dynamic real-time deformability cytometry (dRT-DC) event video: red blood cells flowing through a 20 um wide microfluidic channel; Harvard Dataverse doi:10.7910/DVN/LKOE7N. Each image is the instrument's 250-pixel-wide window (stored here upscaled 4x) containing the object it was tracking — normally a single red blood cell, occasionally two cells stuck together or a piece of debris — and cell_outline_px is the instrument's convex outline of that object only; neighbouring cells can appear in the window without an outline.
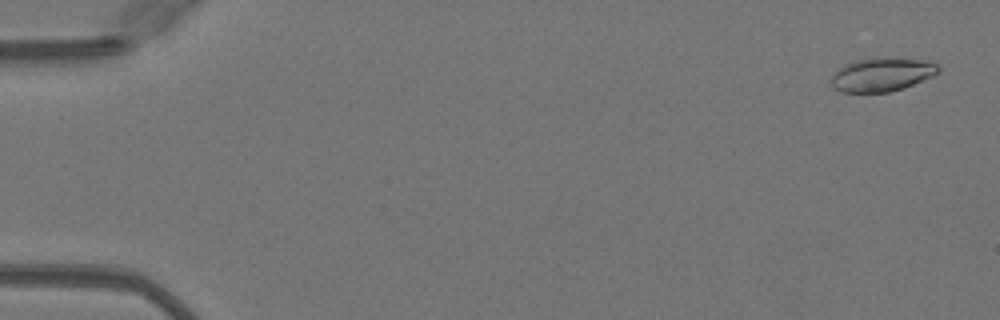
{"species": "Egyptian fruit bat (a non-hibernating species)", "species_latin": "Rousettus aegyptiacus", "temperature_condition": "warm", "stored_images_in_passage": 50, "camera_frame_rate_fps": 3000, "um_per_image_px": 0.085, "animal": {"sex": "female"}, "frame": {"image": 1, "passage_image": 2, "time_ms": 0.333, "image_size_px": [1000, 320], "cell_outline_px": [[940, 72], [932, 76], [904, 88], [888, 92], [840, 92], [832, 88], [832, 76], [844, 64], [856, 60], [920, 60], [940, 64]], "centroid_in_image_um": [74.96, 6.39], "position_along_channel_um": 10.0, "area_um2": 20.23}}
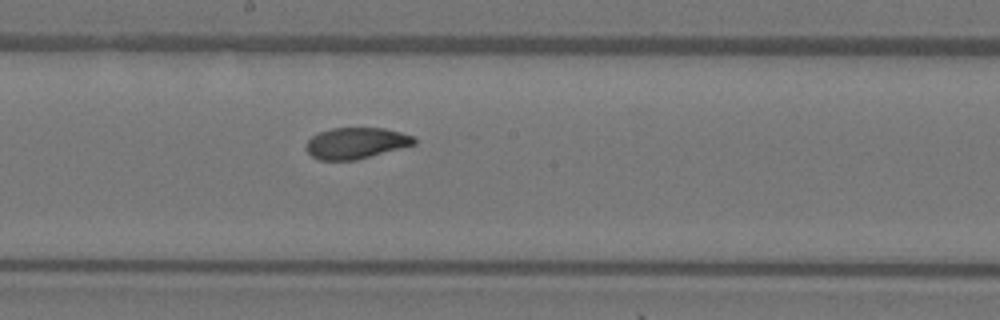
{"frame": {"image": 2, "passage_image": 28, "time_ms": 9.0, "image_size_px": [1000, 320], "cell_outline_px": [[416, 144], [356, 160], [320, 160], [312, 156], [304, 148], [308, 140], [312, 136], [320, 132], [332, 128], [384, 128], [416, 136]], "centroid_in_image_um": [30.27, 12.16], "position_along_channel_um": 217.9, "area_um2": 19.65}}
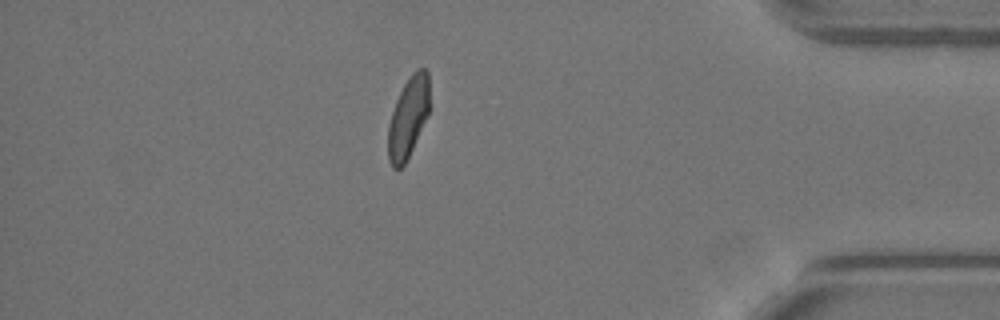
{"frame": {"image": 3, "passage_image": 44, "time_ms": 14.333, "image_size_px": [1000, 320], "cell_outline_px": [[428, 116], [404, 164], [400, 168], [392, 168], [388, 160], [388, 124], [396, 100], [404, 84], [412, 72], [416, 68], [424, 68], [428, 72]], "centroid_in_image_um": [34.68, 9.97], "position_along_channel_um": 400.5, "area_um2": 19.25}, "authors_computed_cell_mechanics": {"area_um2": 20.2878, "velocity_mm_per_s": 4.0889, "shape_relaxation_time_tau1_ms": 6.5405, "shape_relaxation_time_tau2_ms": 2.0224, "deformation_change_tau1": 0.2039, "deformation_change_tau2": 0.0701}}